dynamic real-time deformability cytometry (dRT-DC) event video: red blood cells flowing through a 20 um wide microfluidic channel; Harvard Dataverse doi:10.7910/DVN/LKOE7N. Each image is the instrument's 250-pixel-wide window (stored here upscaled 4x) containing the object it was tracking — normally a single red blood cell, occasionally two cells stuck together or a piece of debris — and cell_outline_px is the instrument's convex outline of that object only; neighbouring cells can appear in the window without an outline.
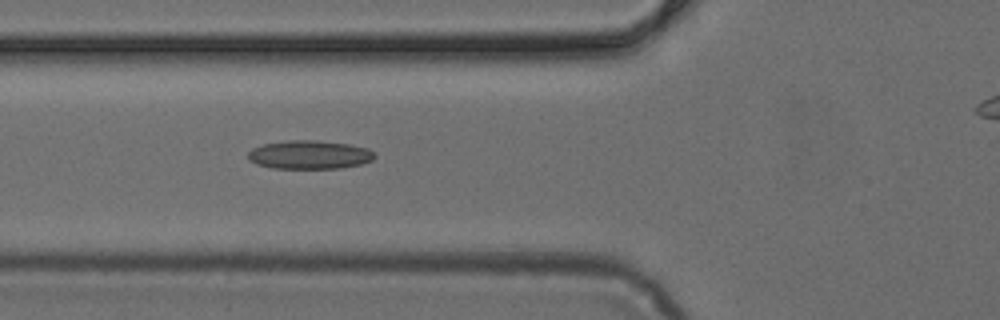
{"species": "common noctule bat (a hibernating species)", "species_latin": "Nyctalus noctula", "temperature_condition": "cold", "stored_images_in_passage": 6, "segment_of_instrument_passage": [1, 2], "camera_frame_rate_fps": 3000, "um_per_image_px": 0.085, "animal": {"sex": "female", "body_mass_g": 24.6, "forearm_length_mm": 56.2}, "frame": {"image": 1, "passage_image": 5, "time_ms": 1.333, "image_size_px": [1000, 320], "cell_outline_px": [[376, 156], [372, 160], [360, 164], [340, 168], [272, 168], [256, 164], [248, 160], [248, 152], [252, 148], [264, 144], [288, 140], [316, 140], [348, 144], [368, 148], [376, 152]], "centroid_in_image_um": [26.31, 13.15], "position_along_channel_um": 99.5, "area_um2": 21.15}}